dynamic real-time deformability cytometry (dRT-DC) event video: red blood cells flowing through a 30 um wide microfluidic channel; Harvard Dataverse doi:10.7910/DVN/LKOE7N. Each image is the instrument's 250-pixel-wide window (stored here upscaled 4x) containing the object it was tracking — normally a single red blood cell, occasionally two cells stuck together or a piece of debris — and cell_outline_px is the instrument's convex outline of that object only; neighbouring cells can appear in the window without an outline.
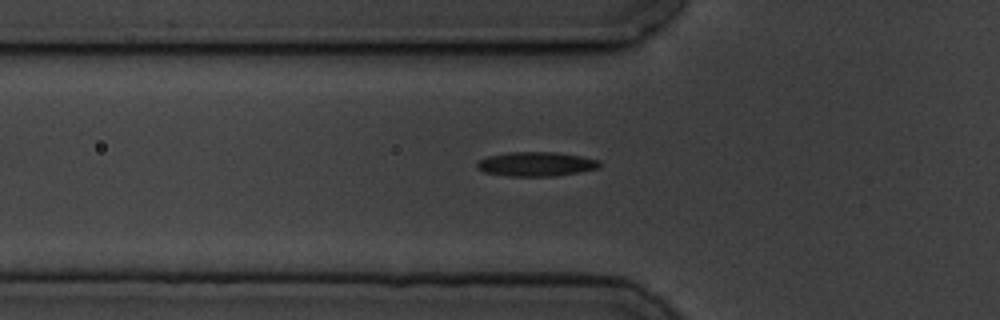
{"species": "common noctule bat (a hibernating species)", "species_latin": "Nyctalus noctula", "temperature_condition": "cold", "stored_images_in_passage": 3, "camera_frame_rate_fps": 3000, "um_per_image_px": 0.085, "animal": {"sex": "male", "body_mass_g": 19.5, "forearm_length_mm": 54.6}, "frame": {"image": 1, "passage_image": 3, "time_ms": 2.333, "image_size_px": [1000, 320], "cell_outline_px": [[600, 168], [580, 172], [556, 176], [508, 176], [484, 172], [476, 168], [476, 160], [488, 156], [512, 152], [556, 152], [580, 156], [600, 160]], "centroid_in_image_um": [45.56, 13.95], "position_along_channel_um": 80.2, "area_um2": 17.51}}